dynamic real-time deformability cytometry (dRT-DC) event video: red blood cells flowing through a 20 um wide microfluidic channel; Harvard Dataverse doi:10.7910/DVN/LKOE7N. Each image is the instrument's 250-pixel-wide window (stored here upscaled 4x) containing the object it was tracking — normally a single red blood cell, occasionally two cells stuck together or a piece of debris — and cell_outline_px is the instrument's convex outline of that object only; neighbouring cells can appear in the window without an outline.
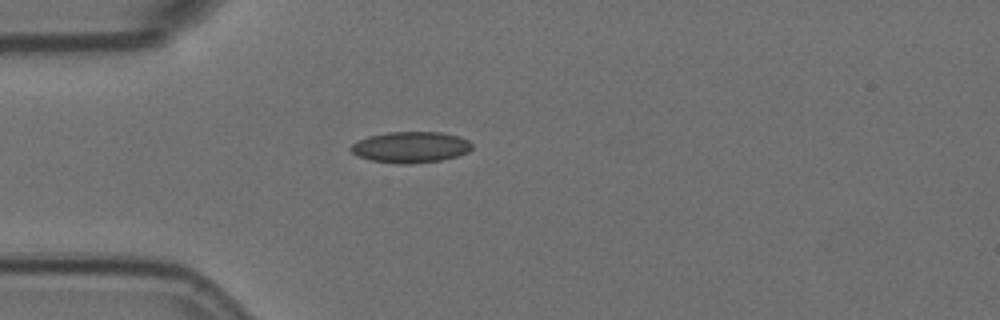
{"species": "Egyptian fruit bat (a non-hibernating species)", "species_latin": "Rousettus aegyptiacus", "temperature_condition": "room temperature", "stored_images_in_passage": 1, "camera_frame_rate_fps": 3000, "um_per_image_px": 0.085, "animal": {"sex": "female"}, "frame": {"image": 1, "passage_image": 1, "time_ms": 0.0, "image_size_px": [1000, 320], "cell_outline_px": [[472, 148], [468, 152], [456, 156], [440, 160], [408, 164], [396, 164], [372, 160], [356, 156], [348, 148], [352, 144], [368, 136], [388, 132], [440, 132], [460, 136], [468, 140], [472, 144]], "centroid_in_image_um": [34.89, 12.51], "position_along_channel_um": 50.1, "area_um2": 21.96}}